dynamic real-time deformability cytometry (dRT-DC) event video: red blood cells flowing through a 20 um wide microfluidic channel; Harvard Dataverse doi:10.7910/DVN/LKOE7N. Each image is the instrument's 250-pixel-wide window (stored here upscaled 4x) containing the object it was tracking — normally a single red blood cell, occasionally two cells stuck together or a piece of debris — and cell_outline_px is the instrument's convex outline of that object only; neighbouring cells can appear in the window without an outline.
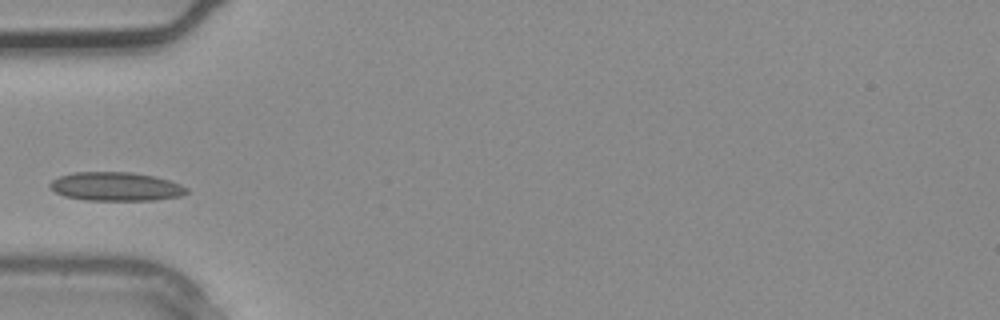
{"species": "common noctule bat (a hibernating species)", "species_latin": "Nyctalus noctula", "temperature_condition": "warm", "stored_images_in_passage": 1, "camera_frame_rate_fps": 3000, "um_per_image_px": 0.085, "animal": {"sex": "male", "body_mass_g": 20.4}, "frame": {"image": 1, "passage_image": 1, "time_ms": 0.0, "image_size_px": [1000, 320], "cell_outline_px": [[188, 192], [180, 196], [152, 200], [84, 200], [64, 196], [56, 192], [48, 184], [52, 180], [60, 176], [72, 172], [132, 172], [156, 176], [180, 184], [188, 188]], "centroid_in_image_um": [9.85, 15.85], "position_along_channel_um": 75.2, "area_um2": 22.89}}